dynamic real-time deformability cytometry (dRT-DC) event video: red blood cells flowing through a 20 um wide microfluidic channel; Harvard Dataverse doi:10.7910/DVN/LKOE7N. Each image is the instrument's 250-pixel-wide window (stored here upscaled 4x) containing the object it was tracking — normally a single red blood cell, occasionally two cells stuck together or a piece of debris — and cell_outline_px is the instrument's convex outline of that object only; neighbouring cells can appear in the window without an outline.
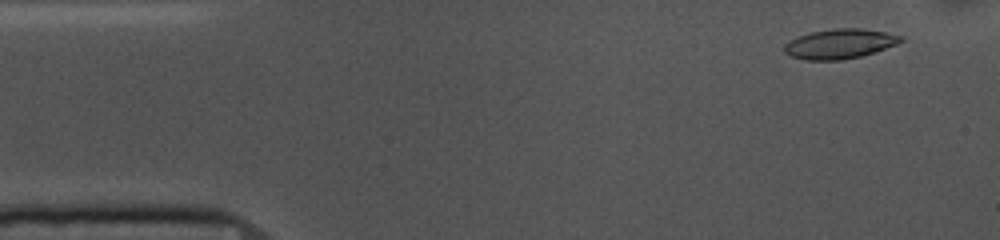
{"species": "common noctule bat (a hibernating species)", "species_latin": "Nyctalus noctula", "temperature_condition": "cold", "stored_images_in_passage": 54, "camera_frame_rate_fps": 3000, "um_per_image_px": 0.085, "animal": {"sex": "female", "body_mass_g": 10.0, "forearm_length_mm": 53.1}, "frame": {"image": 1, "passage_image": 4, "time_ms": 1.0, "image_size_px": [1000, 240], "cell_outline_px": [[904, 40], [896, 44], [876, 52], [860, 56], [840, 60], [804, 60], [792, 56], [784, 52], [784, 44], [796, 36], [808, 32], [832, 28], [864, 28], [904, 36]], "centroid_in_image_um": [71.36, 3.71], "position_along_channel_um": 13.6, "area_um2": 20.4}}
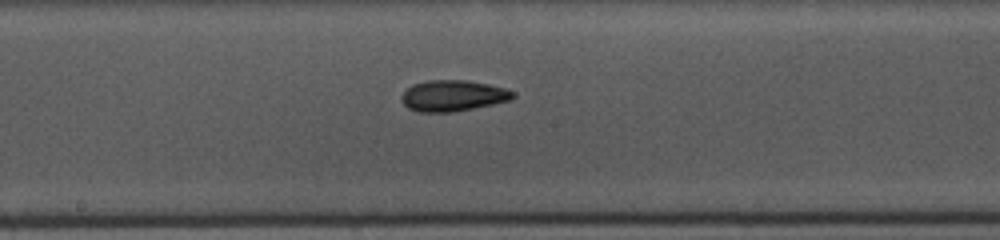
{"frame": {"image": 2, "passage_image": 27, "time_ms": 8.667, "image_size_px": [1000, 240], "cell_outline_px": [[516, 96], [512, 100], [452, 112], [420, 112], [408, 108], [400, 100], [400, 96], [412, 84], [428, 80], [468, 80], [488, 84], [504, 88], [516, 92]], "centroid_in_image_um": [38.5, 8.13], "position_along_channel_um": 209.7, "area_um2": 20.23}}
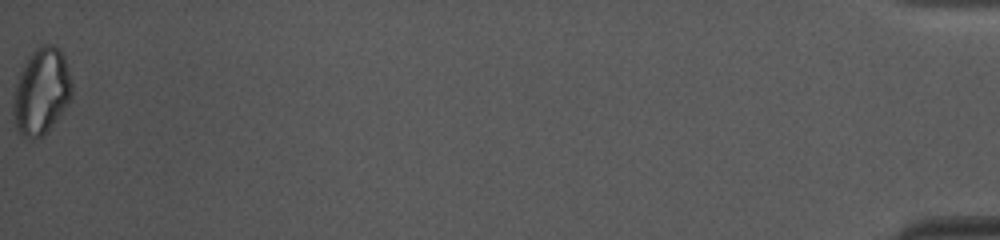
{"frame": {"image": 3, "passage_image": 54, "time_ms": 17.667, "image_size_px": [1000, 240], "cell_outline_px": [[72, 96], [64, 108], [52, 124], [40, 136], [32, 140], [24, 136], [16, 128], [12, 112], [12, 100], [16, 84], [20, 72], [28, 56], [36, 48], [44, 44], [52, 44], [60, 48], [64, 56], [72, 80]], "centroid_in_image_um": [3.51, 7.73], "position_along_channel_um": 431.7, "area_um2": 29.36}, "authors_computed_cell_mechanics": {"area_um2": 19.9988, "velocity_mm_per_s": 3.6607, "shape_relaxation_time_tau1_ms": 5.8463, "shape_relaxation_time_tau2_ms": 3.7614, "deformation_change_tau1": 0.1436, "deformation_change_tau2": 0.0989}}